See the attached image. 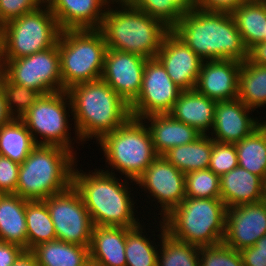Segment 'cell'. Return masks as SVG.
I'll return each mask as SVG.
<instances>
[{
    "label": "cell",
    "mask_w": 266,
    "mask_h": 266,
    "mask_svg": "<svg viewBox=\"0 0 266 266\" xmlns=\"http://www.w3.org/2000/svg\"><path fill=\"white\" fill-rule=\"evenodd\" d=\"M42 2H43V4L45 3V5H46V3H48L50 0H41Z\"/></svg>",
    "instance_id": "obj_52"
},
{
    "label": "cell",
    "mask_w": 266,
    "mask_h": 266,
    "mask_svg": "<svg viewBox=\"0 0 266 266\" xmlns=\"http://www.w3.org/2000/svg\"><path fill=\"white\" fill-rule=\"evenodd\" d=\"M257 252L266 254V234L262 236L256 243Z\"/></svg>",
    "instance_id": "obj_49"
},
{
    "label": "cell",
    "mask_w": 266,
    "mask_h": 266,
    "mask_svg": "<svg viewBox=\"0 0 266 266\" xmlns=\"http://www.w3.org/2000/svg\"><path fill=\"white\" fill-rule=\"evenodd\" d=\"M3 74V60H2V34L0 30V77Z\"/></svg>",
    "instance_id": "obj_51"
},
{
    "label": "cell",
    "mask_w": 266,
    "mask_h": 266,
    "mask_svg": "<svg viewBox=\"0 0 266 266\" xmlns=\"http://www.w3.org/2000/svg\"><path fill=\"white\" fill-rule=\"evenodd\" d=\"M148 126L154 149L158 156H163L171 148L194 142L202 134L195 128L172 118L169 114L150 115Z\"/></svg>",
    "instance_id": "obj_24"
},
{
    "label": "cell",
    "mask_w": 266,
    "mask_h": 266,
    "mask_svg": "<svg viewBox=\"0 0 266 266\" xmlns=\"http://www.w3.org/2000/svg\"><path fill=\"white\" fill-rule=\"evenodd\" d=\"M15 193L0 194V241L27 250L26 203Z\"/></svg>",
    "instance_id": "obj_25"
},
{
    "label": "cell",
    "mask_w": 266,
    "mask_h": 266,
    "mask_svg": "<svg viewBox=\"0 0 266 266\" xmlns=\"http://www.w3.org/2000/svg\"><path fill=\"white\" fill-rule=\"evenodd\" d=\"M0 84L5 93L8 111L14 118H20L23 114H25L41 96L33 89L14 84L13 82L9 81L3 74L0 77ZM12 104H15L16 106ZM13 106L17 108V111L12 109L14 108ZM14 111L18 114L16 115Z\"/></svg>",
    "instance_id": "obj_36"
},
{
    "label": "cell",
    "mask_w": 266,
    "mask_h": 266,
    "mask_svg": "<svg viewBox=\"0 0 266 266\" xmlns=\"http://www.w3.org/2000/svg\"><path fill=\"white\" fill-rule=\"evenodd\" d=\"M266 234V203L227 208L223 243L237 251L254 246Z\"/></svg>",
    "instance_id": "obj_16"
},
{
    "label": "cell",
    "mask_w": 266,
    "mask_h": 266,
    "mask_svg": "<svg viewBox=\"0 0 266 266\" xmlns=\"http://www.w3.org/2000/svg\"><path fill=\"white\" fill-rule=\"evenodd\" d=\"M27 251L37 245L56 240V231L43 200L28 201L25 208Z\"/></svg>",
    "instance_id": "obj_32"
},
{
    "label": "cell",
    "mask_w": 266,
    "mask_h": 266,
    "mask_svg": "<svg viewBox=\"0 0 266 266\" xmlns=\"http://www.w3.org/2000/svg\"><path fill=\"white\" fill-rule=\"evenodd\" d=\"M156 58L182 91L195 89L204 61L172 30L164 36Z\"/></svg>",
    "instance_id": "obj_17"
},
{
    "label": "cell",
    "mask_w": 266,
    "mask_h": 266,
    "mask_svg": "<svg viewBox=\"0 0 266 266\" xmlns=\"http://www.w3.org/2000/svg\"><path fill=\"white\" fill-rule=\"evenodd\" d=\"M213 139L207 134L194 142L171 148L163 156L184 174L209 168Z\"/></svg>",
    "instance_id": "obj_28"
},
{
    "label": "cell",
    "mask_w": 266,
    "mask_h": 266,
    "mask_svg": "<svg viewBox=\"0 0 266 266\" xmlns=\"http://www.w3.org/2000/svg\"><path fill=\"white\" fill-rule=\"evenodd\" d=\"M147 58L107 48L101 79L129 105L138 97Z\"/></svg>",
    "instance_id": "obj_15"
},
{
    "label": "cell",
    "mask_w": 266,
    "mask_h": 266,
    "mask_svg": "<svg viewBox=\"0 0 266 266\" xmlns=\"http://www.w3.org/2000/svg\"><path fill=\"white\" fill-rule=\"evenodd\" d=\"M248 59L254 64L266 66V42L253 46L248 51Z\"/></svg>",
    "instance_id": "obj_45"
},
{
    "label": "cell",
    "mask_w": 266,
    "mask_h": 266,
    "mask_svg": "<svg viewBox=\"0 0 266 266\" xmlns=\"http://www.w3.org/2000/svg\"><path fill=\"white\" fill-rule=\"evenodd\" d=\"M74 160L63 147L37 144L20 164L15 194L34 201L65 191L72 186Z\"/></svg>",
    "instance_id": "obj_4"
},
{
    "label": "cell",
    "mask_w": 266,
    "mask_h": 266,
    "mask_svg": "<svg viewBox=\"0 0 266 266\" xmlns=\"http://www.w3.org/2000/svg\"><path fill=\"white\" fill-rule=\"evenodd\" d=\"M238 166L235 144L220 143L213 140L209 169L219 177Z\"/></svg>",
    "instance_id": "obj_39"
},
{
    "label": "cell",
    "mask_w": 266,
    "mask_h": 266,
    "mask_svg": "<svg viewBox=\"0 0 266 266\" xmlns=\"http://www.w3.org/2000/svg\"><path fill=\"white\" fill-rule=\"evenodd\" d=\"M72 185L80 193L93 225L133 228L140 224L134 218L128 188L108 170L91 175L74 169Z\"/></svg>",
    "instance_id": "obj_5"
},
{
    "label": "cell",
    "mask_w": 266,
    "mask_h": 266,
    "mask_svg": "<svg viewBox=\"0 0 266 266\" xmlns=\"http://www.w3.org/2000/svg\"><path fill=\"white\" fill-rule=\"evenodd\" d=\"M13 118L14 117L8 111L5 93L0 84V126L10 122Z\"/></svg>",
    "instance_id": "obj_46"
},
{
    "label": "cell",
    "mask_w": 266,
    "mask_h": 266,
    "mask_svg": "<svg viewBox=\"0 0 266 266\" xmlns=\"http://www.w3.org/2000/svg\"><path fill=\"white\" fill-rule=\"evenodd\" d=\"M261 201L266 203V176L262 179V196Z\"/></svg>",
    "instance_id": "obj_50"
},
{
    "label": "cell",
    "mask_w": 266,
    "mask_h": 266,
    "mask_svg": "<svg viewBox=\"0 0 266 266\" xmlns=\"http://www.w3.org/2000/svg\"><path fill=\"white\" fill-rule=\"evenodd\" d=\"M199 262L200 266H244L240 252L223 242L199 247Z\"/></svg>",
    "instance_id": "obj_38"
},
{
    "label": "cell",
    "mask_w": 266,
    "mask_h": 266,
    "mask_svg": "<svg viewBox=\"0 0 266 266\" xmlns=\"http://www.w3.org/2000/svg\"><path fill=\"white\" fill-rule=\"evenodd\" d=\"M81 140H100L123 125L130 117V106L104 80L98 79L72 86L67 90Z\"/></svg>",
    "instance_id": "obj_2"
},
{
    "label": "cell",
    "mask_w": 266,
    "mask_h": 266,
    "mask_svg": "<svg viewBox=\"0 0 266 266\" xmlns=\"http://www.w3.org/2000/svg\"><path fill=\"white\" fill-rule=\"evenodd\" d=\"M245 1H266V0H245Z\"/></svg>",
    "instance_id": "obj_53"
},
{
    "label": "cell",
    "mask_w": 266,
    "mask_h": 266,
    "mask_svg": "<svg viewBox=\"0 0 266 266\" xmlns=\"http://www.w3.org/2000/svg\"><path fill=\"white\" fill-rule=\"evenodd\" d=\"M31 252L38 266H91L89 247L66 243L58 239L41 243Z\"/></svg>",
    "instance_id": "obj_26"
},
{
    "label": "cell",
    "mask_w": 266,
    "mask_h": 266,
    "mask_svg": "<svg viewBox=\"0 0 266 266\" xmlns=\"http://www.w3.org/2000/svg\"><path fill=\"white\" fill-rule=\"evenodd\" d=\"M110 1L50 0L46 5L54 14L61 31L99 29L106 14V10L101 8Z\"/></svg>",
    "instance_id": "obj_20"
},
{
    "label": "cell",
    "mask_w": 266,
    "mask_h": 266,
    "mask_svg": "<svg viewBox=\"0 0 266 266\" xmlns=\"http://www.w3.org/2000/svg\"><path fill=\"white\" fill-rule=\"evenodd\" d=\"M220 196L227 208L258 203L262 196V178L239 165L220 176Z\"/></svg>",
    "instance_id": "obj_23"
},
{
    "label": "cell",
    "mask_w": 266,
    "mask_h": 266,
    "mask_svg": "<svg viewBox=\"0 0 266 266\" xmlns=\"http://www.w3.org/2000/svg\"><path fill=\"white\" fill-rule=\"evenodd\" d=\"M220 177L209 168L185 174V196L191 198H221Z\"/></svg>",
    "instance_id": "obj_35"
},
{
    "label": "cell",
    "mask_w": 266,
    "mask_h": 266,
    "mask_svg": "<svg viewBox=\"0 0 266 266\" xmlns=\"http://www.w3.org/2000/svg\"><path fill=\"white\" fill-rule=\"evenodd\" d=\"M148 189L162 206V218L166 217L186 197L185 174L164 156H157L145 172L135 181ZM164 210V211H163Z\"/></svg>",
    "instance_id": "obj_14"
},
{
    "label": "cell",
    "mask_w": 266,
    "mask_h": 266,
    "mask_svg": "<svg viewBox=\"0 0 266 266\" xmlns=\"http://www.w3.org/2000/svg\"><path fill=\"white\" fill-rule=\"evenodd\" d=\"M116 2L124 9L107 10L99 28L107 48L135 53L147 59L156 58L164 36L170 29L128 0Z\"/></svg>",
    "instance_id": "obj_3"
},
{
    "label": "cell",
    "mask_w": 266,
    "mask_h": 266,
    "mask_svg": "<svg viewBox=\"0 0 266 266\" xmlns=\"http://www.w3.org/2000/svg\"><path fill=\"white\" fill-rule=\"evenodd\" d=\"M36 145L30 131L20 118H13L0 126L1 156L22 164Z\"/></svg>",
    "instance_id": "obj_29"
},
{
    "label": "cell",
    "mask_w": 266,
    "mask_h": 266,
    "mask_svg": "<svg viewBox=\"0 0 266 266\" xmlns=\"http://www.w3.org/2000/svg\"><path fill=\"white\" fill-rule=\"evenodd\" d=\"M241 63L236 60H205L195 90L216 102L236 99Z\"/></svg>",
    "instance_id": "obj_18"
},
{
    "label": "cell",
    "mask_w": 266,
    "mask_h": 266,
    "mask_svg": "<svg viewBox=\"0 0 266 266\" xmlns=\"http://www.w3.org/2000/svg\"><path fill=\"white\" fill-rule=\"evenodd\" d=\"M24 251L18 245L0 241V266H12Z\"/></svg>",
    "instance_id": "obj_43"
},
{
    "label": "cell",
    "mask_w": 266,
    "mask_h": 266,
    "mask_svg": "<svg viewBox=\"0 0 266 266\" xmlns=\"http://www.w3.org/2000/svg\"><path fill=\"white\" fill-rule=\"evenodd\" d=\"M216 101L200 94L195 89L181 91L168 113L172 118L195 128L205 135L213 126Z\"/></svg>",
    "instance_id": "obj_22"
},
{
    "label": "cell",
    "mask_w": 266,
    "mask_h": 266,
    "mask_svg": "<svg viewBox=\"0 0 266 266\" xmlns=\"http://www.w3.org/2000/svg\"><path fill=\"white\" fill-rule=\"evenodd\" d=\"M242 41L249 51L266 38V1H245L231 12Z\"/></svg>",
    "instance_id": "obj_27"
},
{
    "label": "cell",
    "mask_w": 266,
    "mask_h": 266,
    "mask_svg": "<svg viewBox=\"0 0 266 266\" xmlns=\"http://www.w3.org/2000/svg\"><path fill=\"white\" fill-rule=\"evenodd\" d=\"M140 229L142 230L140 224L133 228H127L126 266H157L158 251L142 235L143 232Z\"/></svg>",
    "instance_id": "obj_34"
},
{
    "label": "cell",
    "mask_w": 266,
    "mask_h": 266,
    "mask_svg": "<svg viewBox=\"0 0 266 266\" xmlns=\"http://www.w3.org/2000/svg\"><path fill=\"white\" fill-rule=\"evenodd\" d=\"M171 1L182 13L190 12L196 8L195 0H171Z\"/></svg>",
    "instance_id": "obj_48"
},
{
    "label": "cell",
    "mask_w": 266,
    "mask_h": 266,
    "mask_svg": "<svg viewBox=\"0 0 266 266\" xmlns=\"http://www.w3.org/2000/svg\"><path fill=\"white\" fill-rule=\"evenodd\" d=\"M41 0H0V27L40 8Z\"/></svg>",
    "instance_id": "obj_40"
},
{
    "label": "cell",
    "mask_w": 266,
    "mask_h": 266,
    "mask_svg": "<svg viewBox=\"0 0 266 266\" xmlns=\"http://www.w3.org/2000/svg\"><path fill=\"white\" fill-rule=\"evenodd\" d=\"M43 201L49 210L58 240L90 246L94 225L80 193L73 185Z\"/></svg>",
    "instance_id": "obj_12"
},
{
    "label": "cell",
    "mask_w": 266,
    "mask_h": 266,
    "mask_svg": "<svg viewBox=\"0 0 266 266\" xmlns=\"http://www.w3.org/2000/svg\"><path fill=\"white\" fill-rule=\"evenodd\" d=\"M226 210L221 198L185 197L162 220L175 239L198 247L214 246L223 242Z\"/></svg>",
    "instance_id": "obj_6"
},
{
    "label": "cell",
    "mask_w": 266,
    "mask_h": 266,
    "mask_svg": "<svg viewBox=\"0 0 266 266\" xmlns=\"http://www.w3.org/2000/svg\"><path fill=\"white\" fill-rule=\"evenodd\" d=\"M12 266H38V264L33 253L25 250Z\"/></svg>",
    "instance_id": "obj_47"
},
{
    "label": "cell",
    "mask_w": 266,
    "mask_h": 266,
    "mask_svg": "<svg viewBox=\"0 0 266 266\" xmlns=\"http://www.w3.org/2000/svg\"><path fill=\"white\" fill-rule=\"evenodd\" d=\"M172 31L203 61L248 59V50L231 13L195 8L183 13Z\"/></svg>",
    "instance_id": "obj_1"
},
{
    "label": "cell",
    "mask_w": 266,
    "mask_h": 266,
    "mask_svg": "<svg viewBox=\"0 0 266 266\" xmlns=\"http://www.w3.org/2000/svg\"><path fill=\"white\" fill-rule=\"evenodd\" d=\"M57 44L63 91L101 79L107 44L99 29L61 31Z\"/></svg>",
    "instance_id": "obj_7"
},
{
    "label": "cell",
    "mask_w": 266,
    "mask_h": 266,
    "mask_svg": "<svg viewBox=\"0 0 266 266\" xmlns=\"http://www.w3.org/2000/svg\"><path fill=\"white\" fill-rule=\"evenodd\" d=\"M161 225L162 251L158 255L157 266H200L199 247L175 239ZM161 258V259H160Z\"/></svg>",
    "instance_id": "obj_33"
},
{
    "label": "cell",
    "mask_w": 266,
    "mask_h": 266,
    "mask_svg": "<svg viewBox=\"0 0 266 266\" xmlns=\"http://www.w3.org/2000/svg\"><path fill=\"white\" fill-rule=\"evenodd\" d=\"M67 99L68 101H66ZM66 103L71 106L70 96L67 91L44 94L20 117L36 144L60 146L72 151L70 149L72 148L70 146L71 139H69V134H67L69 126L66 118ZM34 132L43 136L44 141L39 142L36 140Z\"/></svg>",
    "instance_id": "obj_11"
},
{
    "label": "cell",
    "mask_w": 266,
    "mask_h": 266,
    "mask_svg": "<svg viewBox=\"0 0 266 266\" xmlns=\"http://www.w3.org/2000/svg\"><path fill=\"white\" fill-rule=\"evenodd\" d=\"M20 164L0 155V194L15 193Z\"/></svg>",
    "instance_id": "obj_41"
},
{
    "label": "cell",
    "mask_w": 266,
    "mask_h": 266,
    "mask_svg": "<svg viewBox=\"0 0 266 266\" xmlns=\"http://www.w3.org/2000/svg\"><path fill=\"white\" fill-rule=\"evenodd\" d=\"M133 6L161 21L172 30L181 19L183 13L171 0H128Z\"/></svg>",
    "instance_id": "obj_37"
},
{
    "label": "cell",
    "mask_w": 266,
    "mask_h": 266,
    "mask_svg": "<svg viewBox=\"0 0 266 266\" xmlns=\"http://www.w3.org/2000/svg\"><path fill=\"white\" fill-rule=\"evenodd\" d=\"M195 2L196 8L200 10L231 13L245 0H195Z\"/></svg>",
    "instance_id": "obj_42"
},
{
    "label": "cell",
    "mask_w": 266,
    "mask_h": 266,
    "mask_svg": "<svg viewBox=\"0 0 266 266\" xmlns=\"http://www.w3.org/2000/svg\"><path fill=\"white\" fill-rule=\"evenodd\" d=\"M3 75L40 95L63 91L58 44L17 59H2Z\"/></svg>",
    "instance_id": "obj_10"
},
{
    "label": "cell",
    "mask_w": 266,
    "mask_h": 266,
    "mask_svg": "<svg viewBox=\"0 0 266 266\" xmlns=\"http://www.w3.org/2000/svg\"><path fill=\"white\" fill-rule=\"evenodd\" d=\"M44 9L38 8L0 27L2 59L29 56L57 43L61 29L49 7Z\"/></svg>",
    "instance_id": "obj_9"
},
{
    "label": "cell",
    "mask_w": 266,
    "mask_h": 266,
    "mask_svg": "<svg viewBox=\"0 0 266 266\" xmlns=\"http://www.w3.org/2000/svg\"><path fill=\"white\" fill-rule=\"evenodd\" d=\"M244 266H266V254L257 252V247L250 246L239 251Z\"/></svg>",
    "instance_id": "obj_44"
},
{
    "label": "cell",
    "mask_w": 266,
    "mask_h": 266,
    "mask_svg": "<svg viewBox=\"0 0 266 266\" xmlns=\"http://www.w3.org/2000/svg\"><path fill=\"white\" fill-rule=\"evenodd\" d=\"M238 165L262 179L266 176V121L235 143Z\"/></svg>",
    "instance_id": "obj_30"
},
{
    "label": "cell",
    "mask_w": 266,
    "mask_h": 266,
    "mask_svg": "<svg viewBox=\"0 0 266 266\" xmlns=\"http://www.w3.org/2000/svg\"><path fill=\"white\" fill-rule=\"evenodd\" d=\"M181 91L157 58L147 59L140 93L129 105L131 117L142 119L155 114H168Z\"/></svg>",
    "instance_id": "obj_13"
},
{
    "label": "cell",
    "mask_w": 266,
    "mask_h": 266,
    "mask_svg": "<svg viewBox=\"0 0 266 266\" xmlns=\"http://www.w3.org/2000/svg\"><path fill=\"white\" fill-rule=\"evenodd\" d=\"M237 98L252 110L266 104V66L241 63Z\"/></svg>",
    "instance_id": "obj_31"
},
{
    "label": "cell",
    "mask_w": 266,
    "mask_h": 266,
    "mask_svg": "<svg viewBox=\"0 0 266 266\" xmlns=\"http://www.w3.org/2000/svg\"><path fill=\"white\" fill-rule=\"evenodd\" d=\"M248 108L238 98L216 102L212 139L220 143L235 144L249 136L261 122L248 116Z\"/></svg>",
    "instance_id": "obj_19"
},
{
    "label": "cell",
    "mask_w": 266,
    "mask_h": 266,
    "mask_svg": "<svg viewBox=\"0 0 266 266\" xmlns=\"http://www.w3.org/2000/svg\"><path fill=\"white\" fill-rule=\"evenodd\" d=\"M127 228L93 226L89 246L91 266H126Z\"/></svg>",
    "instance_id": "obj_21"
},
{
    "label": "cell",
    "mask_w": 266,
    "mask_h": 266,
    "mask_svg": "<svg viewBox=\"0 0 266 266\" xmlns=\"http://www.w3.org/2000/svg\"><path fill=\"white\" fill-rule=\"evenodd\" d=\"M142 122L130 117L99 140L108 164L134 182L158 156L149 129Z\"/></svg>",
    "instance_id": "obj_8"
}]
</instances>
